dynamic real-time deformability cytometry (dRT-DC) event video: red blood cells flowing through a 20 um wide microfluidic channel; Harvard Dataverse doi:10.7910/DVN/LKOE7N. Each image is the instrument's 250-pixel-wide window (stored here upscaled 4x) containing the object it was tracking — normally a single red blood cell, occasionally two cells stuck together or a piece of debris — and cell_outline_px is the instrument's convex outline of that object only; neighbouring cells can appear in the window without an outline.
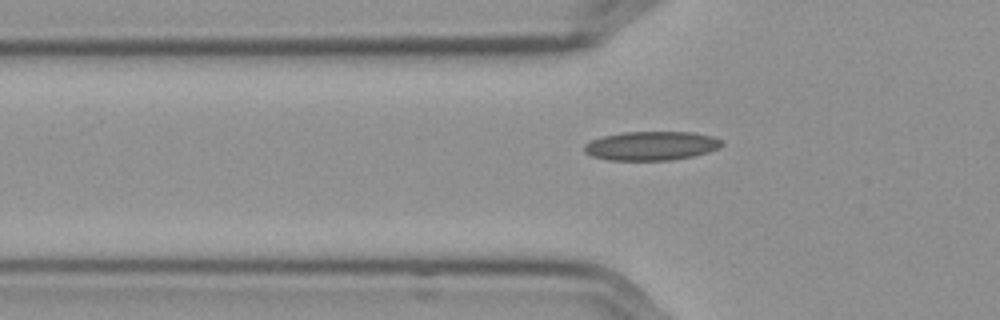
{"species": "Egyptian fruit bat (a non-hibernating species)", "species_latin": "Rousettus aegyptiacus", "temperature_condition": "cold", "stored_images_in_passage": 40, "camera_frame_rate_fps": 3000, "um_per_image_px": 0.085, "frame": {"image": 1, "passage_image": 2, "time_ms": 0.333, "image_size_px": [1000, 320], "cell_outline_px": [[724, 144], [720, 148], [708, 152], [692, 156], [668, 160], [608, 160], [592, 156], [584, 152], [584, 144], [592, 140], [604, 136], [620, 132], [692, 132], [712, 136], [720, 140]], "centroid_in_image_um": [55.35, 12.39], "position_along_channel_um": 70.4, "area_um2": 23.18}}
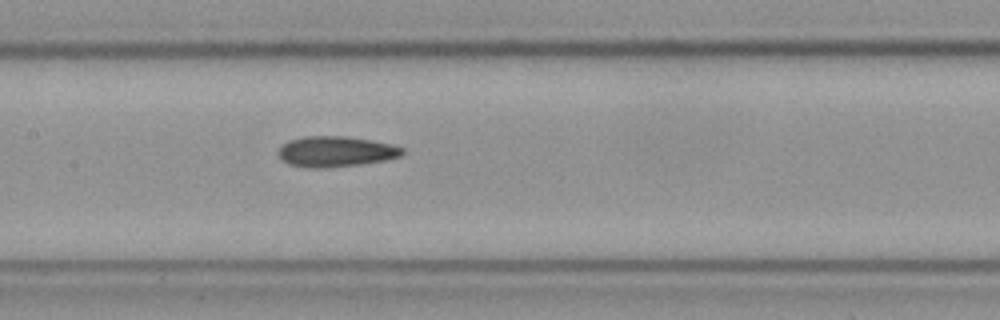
{"frame": {"image": 2, "passage_image": 11, "time_ms": 3.333, "image_size_px": [1000, 320], "cell_outline_px": [[404, 152], [400, 156], [384, 160], [360, 164], [324, 168], [312, 168], [288, 164], [280, 160], [276, 152], [288, 140], [304, 136], [348, 136], [372, 140], [392, 144], [404, 148]], "centroid_in_image_um": [28.51, 12.87], "position_along_channel_um": 178.9, "area_um2": 22.25}}
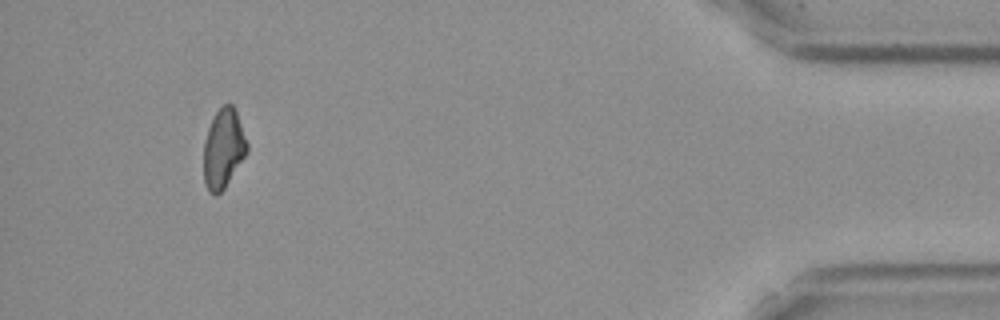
{"frame": {"image": 3, "passage_image": 36, "time_ms": 11.667, "image_size_px": [1000, 320], "cell_outline_px": [[248, 152], [224, 188], [216, 196], [208, 192], [204, 180], [204, 140], [208, 128], [216, 112], [224, 104], [232, 104], [236, 112], [248, 144]], "centroid_in_image_um": [18.98, 12.65], "position_along_channel_um": 416.2, "area_um2": 19.88}, "authors_computed_cell_mechanics": {"area_um2": 21.2415, "velocity_mm_per_s": 3.5881, "shape_relaxation_time_tau1_ms": null, "shape_relaxation_time_tau2_ms": 6.1813, "deformation_change_tau1": null, "deformation_change_tau2": 0.1167}}